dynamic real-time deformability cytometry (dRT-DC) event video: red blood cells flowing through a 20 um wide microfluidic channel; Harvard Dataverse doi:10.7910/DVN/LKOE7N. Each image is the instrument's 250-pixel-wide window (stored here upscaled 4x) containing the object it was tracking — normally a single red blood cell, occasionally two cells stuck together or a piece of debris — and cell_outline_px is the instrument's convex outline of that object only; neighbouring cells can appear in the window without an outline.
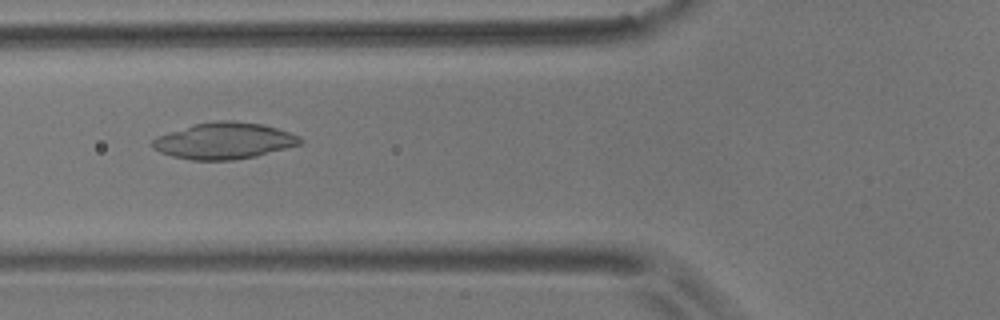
{"species": "common noctule bat (a hibernating species)", "species_latin": "Nyctalus noctula", "temperature_condition": "room temperature", "stored_images_in_passage": 8, "camera_frame_rate_fps": 3000, "um_per_image_px": 0.085, "animal": {"sex": "male", "body_mass_g": 17.9}, "frame": {"image": 1, "passage_image": 4, "time_ms": 1.0, "image_size_px": [1000, 320], "cell_outline_px": [[304, 140], [300, 144], [256, 156], [232, 160], [192, 160], [172, 156], [160, 152], [152, 148], [152, 140], [156, 136], [196, 124], [216, 120], [232, 120], [264, 124], [300, 136]], "centroid_in_image_um": [19.05, 11.96], "position_along_channel_um": 106.8, "area_um2": 31.21}}
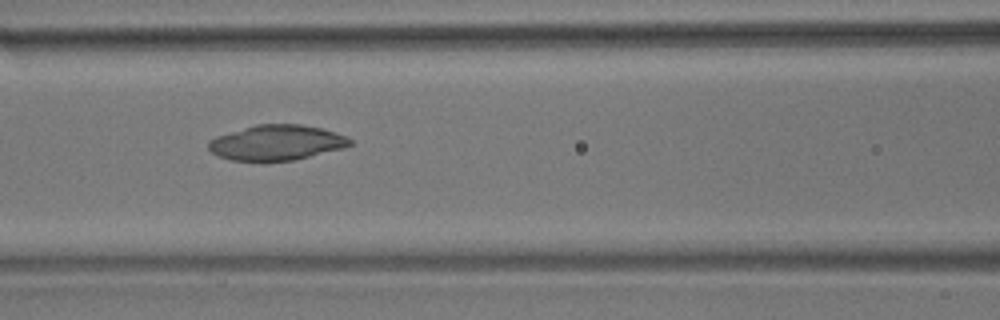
{"frame": {"image": 2, "passage_image": 5, "time_ms": 1.333, "image_size_px": [1000, 320], "cell_outline_px": [[352, 144], [344, 148], [292, 160], [264, 164], [228, 160], [212, 152], [208, 148], [208, 140], [216, 136], [256, 124], [300, 124], [324, 128], [344, 136], [352, 140]], "centroid_in_image_um": [23.46, 12.16], "position_along_channel_um": 143.1, "area_um2": 29.71}}
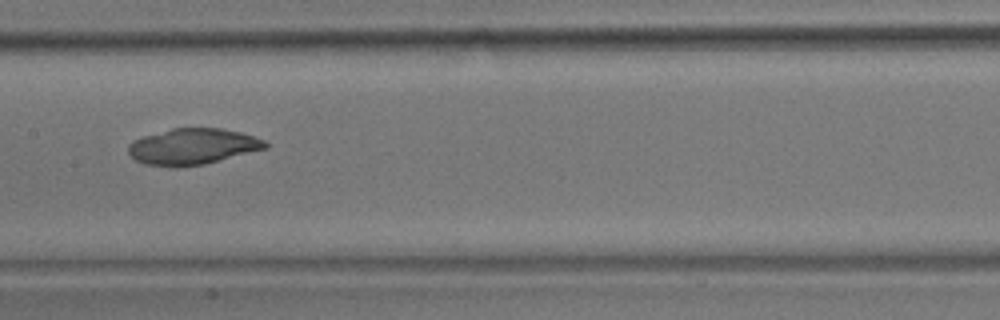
{"frame": {"image": 3, "passage_image": 6, "time_ms": 1.667, "image_size_px": [1000, 320], "cell_outline_px": [[268, 148], [204, 164], [176, 168], [172, 168], [144, 164], [136, 160], [128, 152], [128, 144], [132, 140], [144, 136], [172, 128], [220, 128], [240, 132], [264, 140], [268, 144]], "centroid_in_image_um": [16.35, 12.47], "position_along_channel_um": 191.1, "area_um2": 28.9}}